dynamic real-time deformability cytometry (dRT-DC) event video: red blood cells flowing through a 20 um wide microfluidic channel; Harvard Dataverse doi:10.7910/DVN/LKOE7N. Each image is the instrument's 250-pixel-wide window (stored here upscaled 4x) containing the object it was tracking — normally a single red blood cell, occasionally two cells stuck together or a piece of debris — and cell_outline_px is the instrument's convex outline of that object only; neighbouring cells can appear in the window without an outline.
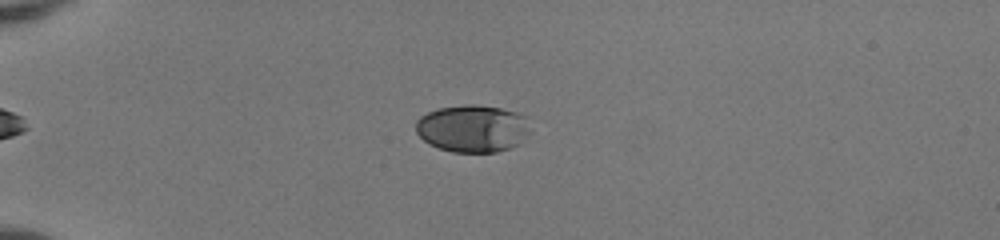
{"species": "human", "species_latin": "Homo sapiens", "temperature_condition": "room temperature", "stored_images_in_passage": 52, "camera_frame_rate_fps": 3000, "um_per_image_px": 0.085, "donor": {"sex": "female"}, "frame": {"image": 1, "passage_image": 15, "time_ms": 4.667, "image_size_px": [1000, 240], "cell_outline_px": [[528, 132], [520, 144], [496, 152], [452, 152], [428, 144], [416, 132], [416, 120], [420, 116], [428, 112], [440, 108], [464, 104], [472, 104], [500, 108], [516, 112], [524, 116]], "centroid_in_image_um": [40.13, 10.92], "position_along_channel_um": 44.9, "area_um2": 31.33}}
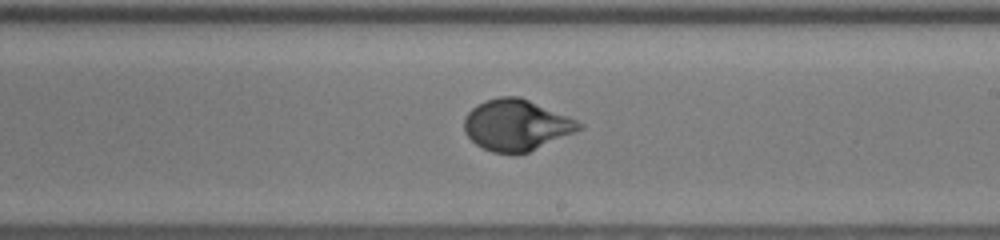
{"frame": {"image": 2, "passage_image": 33, "time_ms": 10.667, "image_size_px": [1000, 240], "cell_outline_px": [[584, 128], [528, 152], [492, 152], [476, 144], [464, 132], [464, 116], [476, 104], [484, 100], [500, 96], [520, 96], [568, 116], [584, 124]], "centroid_in_image_um": [43.87, 10.6], "position_along_channel_um": 245.1, "area_um2": 33.99}}
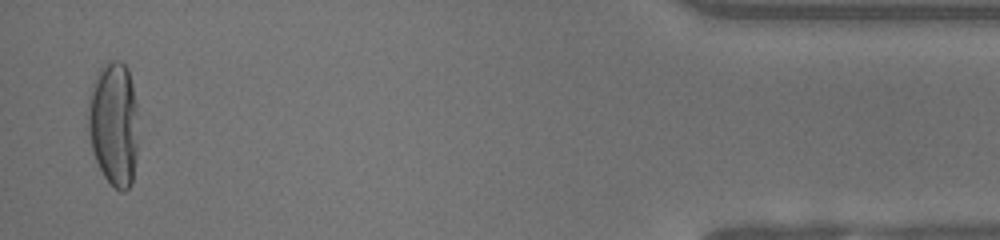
{"frame": {"image": 3, "passage_image": 51, "time_ms": 16.667, "image_size_px": [1000, 240], "cell_outline_px": [[136, 156], [132, 184], [124, 192], [120, 192], [112, 188], [104, 176], [92, 152], [88, 132], [88, 100], [92, 84], [96, 72], [104, 60], [120, 60], [128, 68], [132, 84], [136, 104]], "centroid_in_image_um": [9.64, 10.51], "position_along_channel_um": 425.6, "area_um2": 36.88}, "authors_computed_cell_mechanics": {"area_um2": 33.2639, "velocity_mm_per_s": 4.0927, "shape_relaxation_time_tau1_ms": 4.4282, "shape_relaxation_time_tau2_ms": null, "deformation_change_tau1": 0.2136, "deformation_change_tau2": null}}